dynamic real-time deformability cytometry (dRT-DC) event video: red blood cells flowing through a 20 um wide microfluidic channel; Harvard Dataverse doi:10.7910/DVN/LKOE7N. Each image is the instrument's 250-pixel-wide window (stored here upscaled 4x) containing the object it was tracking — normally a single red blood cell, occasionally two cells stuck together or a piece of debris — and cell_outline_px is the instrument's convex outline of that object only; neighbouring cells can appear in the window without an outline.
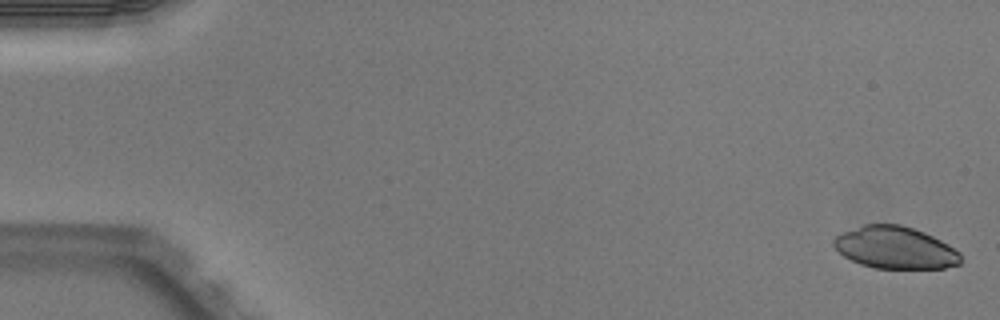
{"species": "Egyptian fruit bat (a non-hibernating species)", "species_latin": "Rousettus aegyptiacus", "temperature_condition": "warm", "stored_images_in_passage": 4, "camera_frame_rate_fps": 3000, "um_per_image_px": 0.085, "animal": {"sex": "male"}, "frame": {"image": 1, "passage_image": 1, "time_ms": 0.0, "image_size_px": [1000, 320], "cell_outline_px": [[960, 264], [944, 268], [876, 268], [860, 264], [844, 256], [832, 244], [832, 240], [836, 236], [844, 232], [864, 224], [900, 224], [924, 232], [948, 244], [960, 252]], "centroid_in_image_um": [76.09, 21.05], "position_along_channel_um": 8.9, "area_um2": 30.98}}